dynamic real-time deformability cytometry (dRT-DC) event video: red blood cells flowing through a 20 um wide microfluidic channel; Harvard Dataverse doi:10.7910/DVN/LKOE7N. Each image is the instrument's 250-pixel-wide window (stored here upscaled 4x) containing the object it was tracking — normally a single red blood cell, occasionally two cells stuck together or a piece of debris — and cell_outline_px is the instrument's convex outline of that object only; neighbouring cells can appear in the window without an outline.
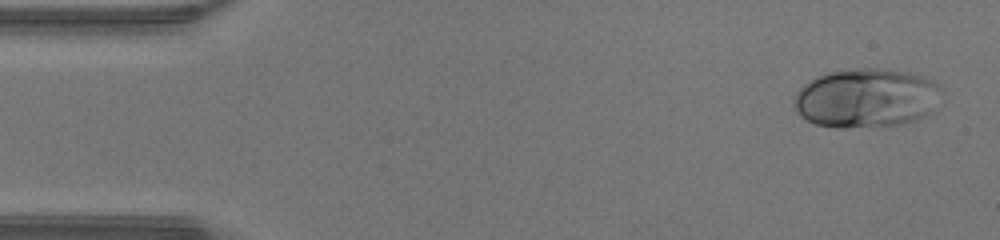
{"species": "human", "species_latin": "Homo sapiens", "temperature_condition": "warm", "stored_images_in_passage": 45, "camera_frame_rate_fps": 3000, "um_per_image_px": 0.085, "donor": {"sex": "male"}, "frame": {"image": 1, "passage_image": 1, "time_ms": 0.0, "image_size_px": [1000, 240], "cell_outline_px": [[940, 88], [928, 116], [916, 120], [900, 124], [844, 128], [836, 128], [816, 124], [800, 116], [792, 100], [796, 92], [808, 80], [816, 76], [828, 72], [860, 68], [888, 68], [912, 72], [924, 76], [940, 84]], "centroid_in_image_um": [73.6, 8.31], "position_along_channel_um": 11.4, "area_um2": 50.98}}
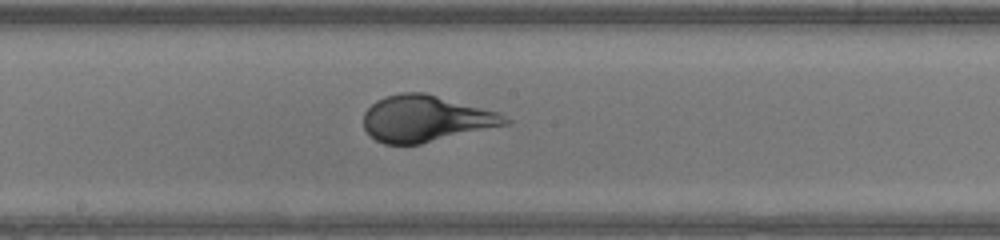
{"frame": {"image": 2, "passage_image": 23, "time_ms": 7.333, "image_size_px": [1000, 240], "cell_outline_px": [[512, 120], [508, 124], [420, 144], [384, 144], [376, 140], [364, 128], [364, 112], [376, 100], [384, 96], [400, 92], [424, 92], [500, 112]], "centroid_in_image_um": [36.19, 10.07], "position_along_channel_um": 212.0, "area_um2": 38.26}}
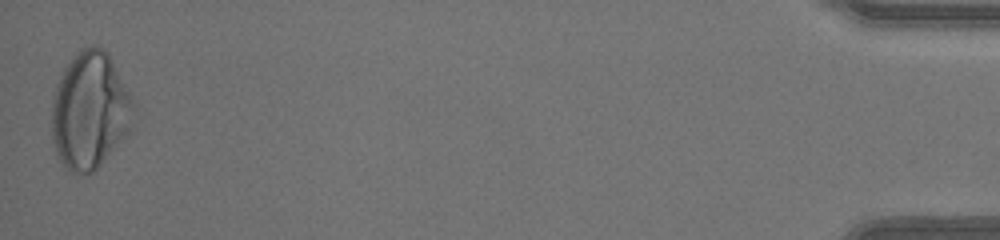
{"frame": {"image": 3, "passage_image": 45, "time_ms": 14.667, "image_size_px": [1000, 240], "cell_outline_px": [[136, 108], [132, 128], [128, 136], [92, 172], [72, 172], [60, 160], [56, 152], [52, 136], [52, 96], [56, 84], [64, 68], [76, 52], [80, 48], [88, 44], [104, 48], [108, 52], [132, 96]], "centroid_in_image_um": [7.68, 9.35], "position_along_channel_um": 427.5, "area_um2": 56.36}, "authors_computed_cell_mechanics": {"area_um2": 42.3096, "velocity_mm_per_s": 4.343, "shape_relaxation_time_tau1_ms": 3.5588, "shape_relaxation_time_tau2_ms": null, "deformation_change_tau1": 0.1991, "deformation_change_tau2": null}}